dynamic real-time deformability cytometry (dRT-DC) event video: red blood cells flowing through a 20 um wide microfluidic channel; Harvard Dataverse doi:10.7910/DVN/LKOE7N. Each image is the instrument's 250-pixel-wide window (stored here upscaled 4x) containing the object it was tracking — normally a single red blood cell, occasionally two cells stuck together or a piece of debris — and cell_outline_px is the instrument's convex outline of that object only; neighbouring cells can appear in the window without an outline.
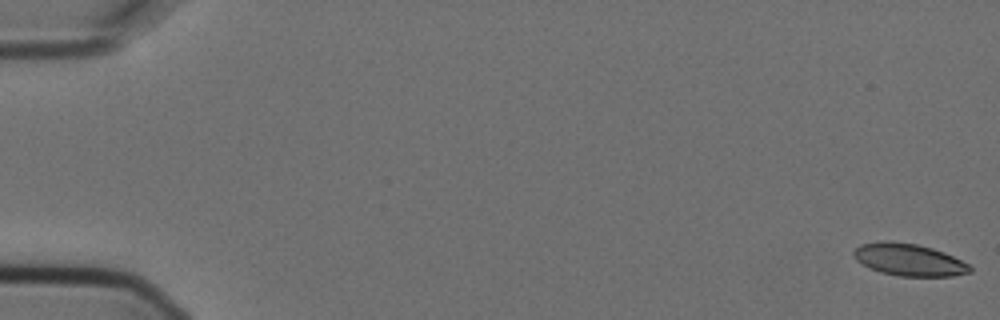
{"species": "Egyptian fruit bat (a non-hibernating species)", "species_latin": "Rousettus aegyptiacus", "temperature_condition": "cold", "stored_images_in_passage": 4, "camera_frame_rate_fps": 3000, "um_per_image_px": 0.085, "animal": {"sex": "female"}, "frame": {"image": 1, "passage_image": 1, "time_ms": 0.0, "image_size_px": [1000, 320], "cell_outline_px": [[972, 272], [952, 276], [900, 276], [880, 272], [860, 264], [852, 256], [852, 252], [860, 244], [884, 240], [888, 240], [916, 244], [932, 248], [944, 252], [968, 264], [972, 268]], "centroid_in_image_um": [77.21, 22.07], "position_along_channel_um": 7.8, "area_um2": 21.91}}